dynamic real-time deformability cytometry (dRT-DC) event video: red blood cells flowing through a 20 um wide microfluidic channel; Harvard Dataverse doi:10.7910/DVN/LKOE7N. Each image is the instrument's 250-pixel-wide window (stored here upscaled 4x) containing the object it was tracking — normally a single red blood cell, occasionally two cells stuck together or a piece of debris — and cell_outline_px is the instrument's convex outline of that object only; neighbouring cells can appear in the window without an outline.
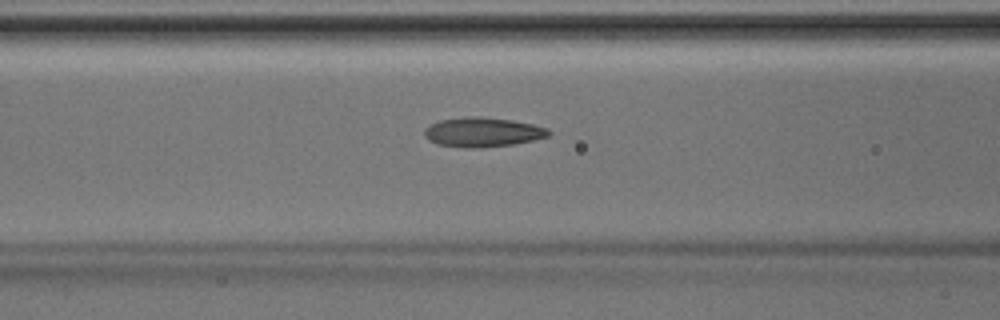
{"species": "Egyptian fruit bat (a non-hibernating species)", "species_latin": "Rousettus aegyptiacus", "temperature_condition": "room temperature", "stored_images_in_passage": 46, "camera_frame_rate_fps": 3000, "um_per_image_px": 0.085, "animal": {"sex": "male"}, "frame": {"image": 1, "passage_image": 19, "time_ms": 6.0, "image_size_px": [1000, 320], "cell_outline_px": [[552, 132], [548, 136], [532, 140], [512, 144], [476, 148], [468, 148], [440, 144], [428, 140], [424, 136], [424, 128], [440, 120], [472, 116], [480, 116], [512, 120], [532, 124], [548, 128]], "centroid_in_image_um": [41.03, 11.22], "position_along_channel_um": 125.6, "area_um2": 21.15}}
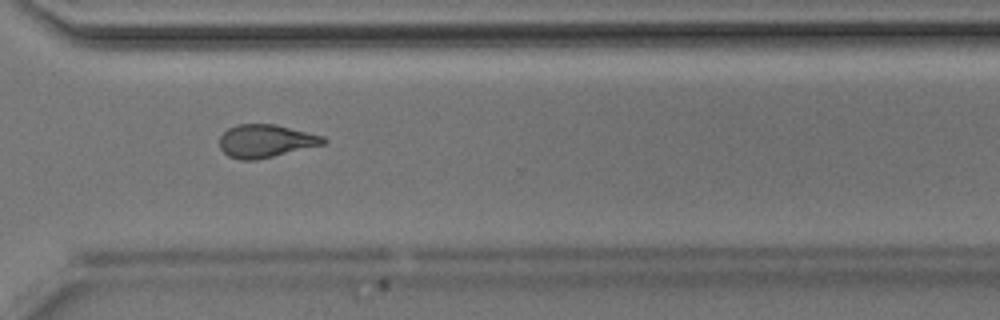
{"frame": {"image": 2, "passage_image": 34, "time_ms": 11.0, "image_size_px": [1000, 320], "cell_outline_px": [[328, 140], [324, 144], [256, 160], [240, 160], [228, 156], [220, 148], [220, 136], [228, 128], [236, 124], [276, 124], [324, 136]], "centroid_in_image_um": [22.58, 11.98], "position_along_channel_um": 348.0, "area_um2": 19.94}}
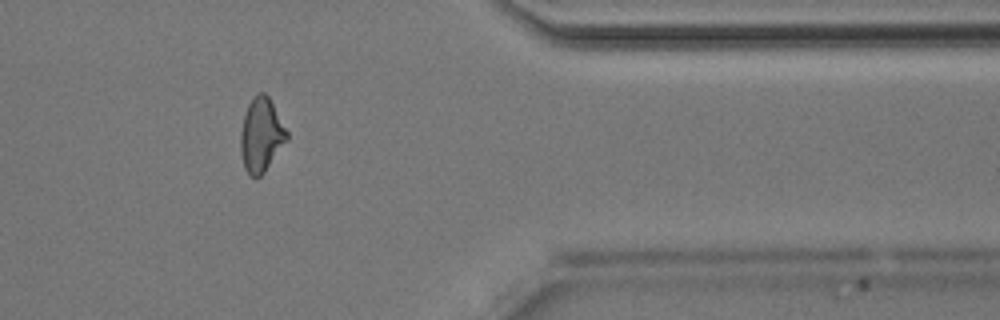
{"frame": {"image": 3, "passage_image": 38, "time_ms": 12.333, "image_size_px": [1000, 320], "cell_outline_px": [[288, 140], [264, 172], [256, 180], [244, 168], [240, 152], [240, 132], [244, 116], [248, 104], [256, 92], [264, 92], [268, 96], [288, 132]], "centroid_in_image_um": [22.19, 11.48], "position_along_channel_um": 389.2, "area_um2": 20.0}}